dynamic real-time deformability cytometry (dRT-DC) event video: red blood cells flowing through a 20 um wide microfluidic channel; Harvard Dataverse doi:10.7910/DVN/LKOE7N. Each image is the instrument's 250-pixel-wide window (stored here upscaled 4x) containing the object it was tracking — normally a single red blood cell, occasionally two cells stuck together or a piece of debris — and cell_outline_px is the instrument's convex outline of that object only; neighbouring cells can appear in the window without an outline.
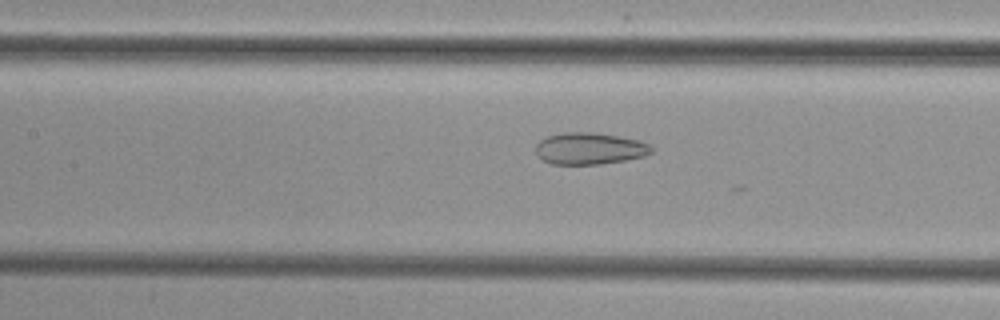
{"species": "common noctule bat (a hibernating species)", "species_latin": "Nyctalus noctula", "temperature_condition": "cold", "stored_images_in_passage": 47, "camera_frame_rate_fps": 3000, "um_per_image_px": 0.085, "animal": {"sex": "female", "body_mass_g": 29.2, "forearm_length_mm": 56.3}, "frame": {"image": 1, "passage_image": 24, "time_ms": 7.667, "image_size_px": [1000, 320], "cell_outline_px": [[652, 152], [644, 156], [624, 160], [600, 164], [552, 164], [544, 160], [536, 152], [536, 144], [540, 140], [548, 136], [564, 132], [596, 132], [620, 136], [640, 140], [648, 144], [652, 148]], "centroid_in_image_um": [50.13, 12.61], "position_along_channel_um": 157.3, "area_um2": 21.39}}
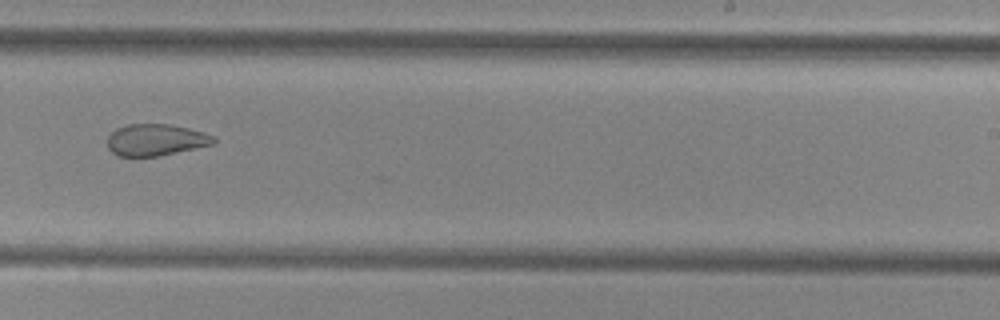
{"frame": {"image": 2, "passage_image": 33, "time_ms": 10.667, "image_size_px": [1000, 320], "cell_outline_px": [[216, 144], [160, 156], [116, 156], [108, 148], [108, 136], [116, 128], [128, 124], [168, 124], [188, 128], [204, 132], [216, 136]], "centroid_in_image_um": [13.28, 11.89], "position_along_channel_um": 275.7, "area_um2": 19.83}}
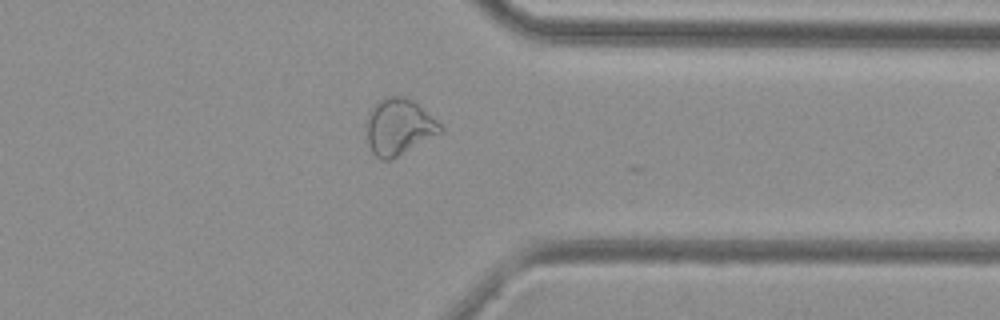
{"frame": {"image": 3, "passage_image": 41, "time_ms": 13.333, "image_size_px": [1000, 320], "cell_outline_px": [[444, 132], [392, 160], [380, 160], [372, 152], [368, 144], [364, 124], [368, 112], [384, 96], [404, 96], [412, 100], [436, 120], [444, 128]], "centroid_in_image_um": [33.88, 10.81], "position_along_channel_um": 377.5, "area_um2": 24.68}}